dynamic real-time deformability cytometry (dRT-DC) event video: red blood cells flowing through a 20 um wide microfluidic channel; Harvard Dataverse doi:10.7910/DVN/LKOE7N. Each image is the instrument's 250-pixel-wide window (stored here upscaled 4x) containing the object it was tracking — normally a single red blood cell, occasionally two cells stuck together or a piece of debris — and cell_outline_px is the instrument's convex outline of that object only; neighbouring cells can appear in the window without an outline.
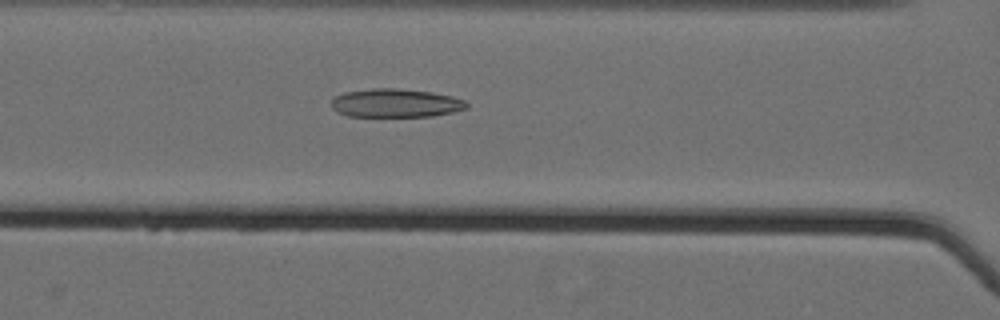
{"species": "Egyptian fruit bat (a non-hibernating species)", "species_latin": "Rousettus aegyptiacus", "temperature_condition": "cold", "stored_images_in_passage": 61, "camera_frame_rate_fps": 3000, "um_per_image_px": 0.085, "animal": {"sex": "female"}, "frame": {"image": 1, "passage_image": 31, "time_ms": 10.0, "image_size_px": [1000, 320], "cell_outline_px": [[468, 108], [452, 112], [432, 116], [348, 116], [336, 112], [332, 108], [332, 100], [336, 96], [344, 92], [372, 88], [400, 88], [432, 92], [452, 96], [464, 100], [468, 104]], "centroid_in_image_um": [33.63, 8.75], "position_along_channel_um": 133.0, "area_um2": 22.54}}
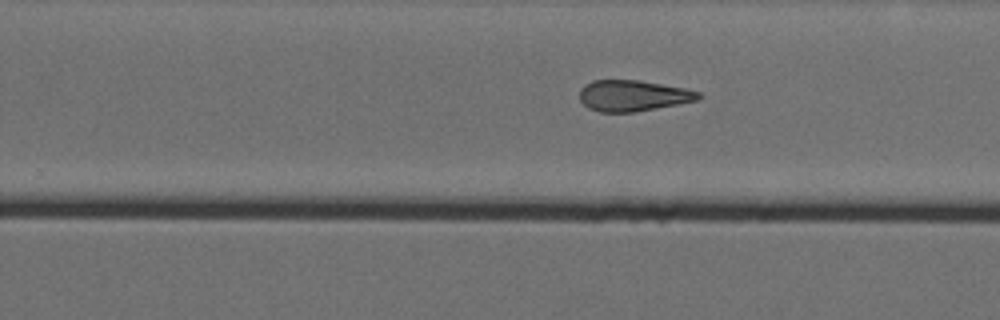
{"frame": {"image": 2, "passage_image": 43, "time_ms": 14.0, "image_size_px": [1000, 320], "cell_outline_px": [[704, 96], [700, 100], [632, 112], [600, 112], [588, 108], [580, 100], [580, 88], [584, 84], [592, 80], [640, 80], [684, 88], [700, 92]], "centroid_in_image_um": [53.81, 8.12], "position_along_channel_um": 276.0, "area_um2": 21.56}}
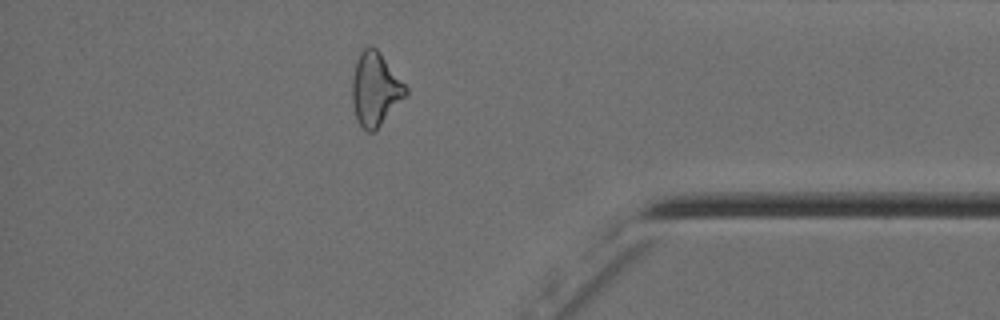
{"frame": {"image": 3, "passage_image": 55, "time_ms": 18.0, "image_size_px": [1000, 320], "cell_outline_px": [[408, 92], [376, 132], [368, 132], [356, 120], [352, 104], [352, 76], [360, 52], [368, 44], [372, 44], [380, 52], [408, 88]], "centroid_in_image_um": [31.89, 7.58], "position_along_channel_um": 403.3, "area_um2": 23.0}, "authors_computed_cell_mechanics": {"area_um2": 23.987, "velocity_mm_per_s": 3.5765, "shape_relaxation_time_tau1_ms": null, "shape_relaxation_time_tau2_ms": 4.0312, "deformation_change_tau1": null, "deformation_change_tau2": 0.1514}}